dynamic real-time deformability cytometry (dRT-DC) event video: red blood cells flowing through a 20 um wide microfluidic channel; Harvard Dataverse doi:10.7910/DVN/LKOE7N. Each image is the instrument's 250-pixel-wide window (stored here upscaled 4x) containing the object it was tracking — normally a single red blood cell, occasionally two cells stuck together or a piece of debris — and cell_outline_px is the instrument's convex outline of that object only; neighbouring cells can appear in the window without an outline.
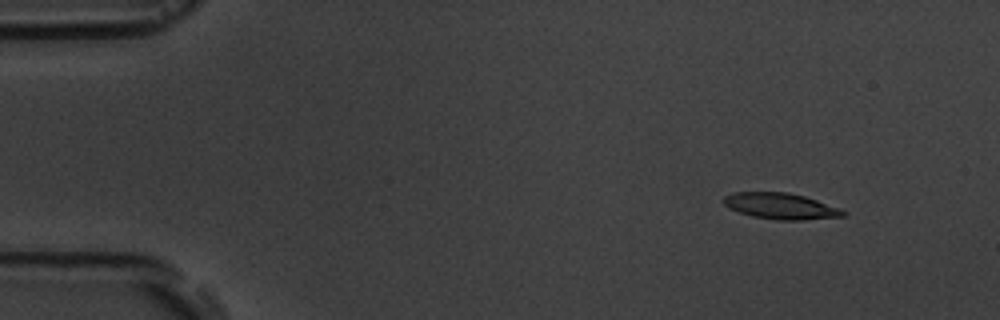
{"species": "common noctule bat (a hibernating species)", "species_latin": "Nyctalus noctula", "temperature_condition": "room temperature", "stored_images_in_passage": 4, "camera_frame_rate_fps": 3000, "um_per_image_px": 0.085, "animal": {"sex": "male", "body_mass_g": 19.5, "forearm_length_mm": 54.6}, "frame": {"image": 1, "passage_image": 2, "time_ms": 1.333, "image_size_px": [1000, 320], "cell_outline_px": [[848, 212], [844, 216], [804, 220], [776, 220], [752, 216], [728, 208], [724, 204], [724, 196], [732, 192], [788, 192], [804, 196], [840, 208]], "centroid_in_image_um": [66.36, 17.52], "position_along_channel_um": 18.6, "area_um2": 18.21}}